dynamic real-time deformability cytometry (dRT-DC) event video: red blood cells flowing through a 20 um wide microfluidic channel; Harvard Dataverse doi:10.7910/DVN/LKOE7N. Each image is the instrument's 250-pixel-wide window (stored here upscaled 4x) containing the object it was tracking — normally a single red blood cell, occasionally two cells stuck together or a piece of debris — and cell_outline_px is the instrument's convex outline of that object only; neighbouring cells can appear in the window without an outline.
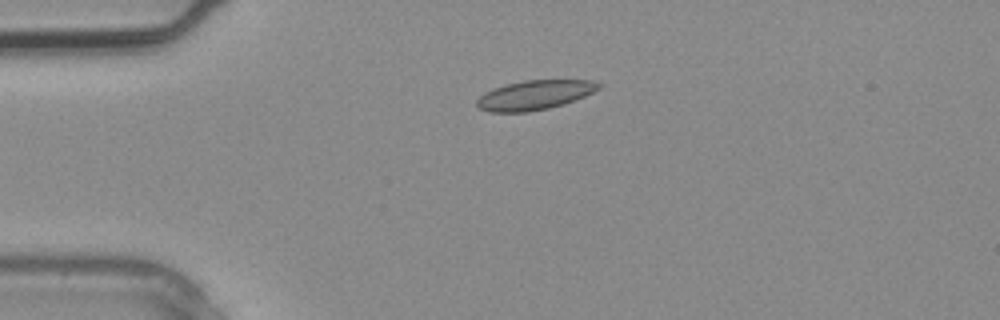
{"species": "common noctule bat (a hibernating species)", "species_latin": "Nyctalus noctula", "temperature_condition": "warm", "stored_images_in_passage": 4, "camera_frame_rate_fps": 3000, "um_per_image_px": 0.085, "animal": {"sex": "male", "body_mass_g": 20.4}, "frame": {"image": 1, "passage_image": 4, "time_ms": 1.0, "image_size_px": [1000, 320], "cell_outline_px": [[604, 84], [600, 88], [584, 96], [564, 104], [548, 108], [528, 112], [488, 112], [480, 108], [476, 104], [476, 100], [484, 92], [508, 84], [524, 80], [596, 80]], "centroid_in_image_um": [45.47, 8.07], "position_along_channel_um": 39.5, "area_um2": 20.87}}